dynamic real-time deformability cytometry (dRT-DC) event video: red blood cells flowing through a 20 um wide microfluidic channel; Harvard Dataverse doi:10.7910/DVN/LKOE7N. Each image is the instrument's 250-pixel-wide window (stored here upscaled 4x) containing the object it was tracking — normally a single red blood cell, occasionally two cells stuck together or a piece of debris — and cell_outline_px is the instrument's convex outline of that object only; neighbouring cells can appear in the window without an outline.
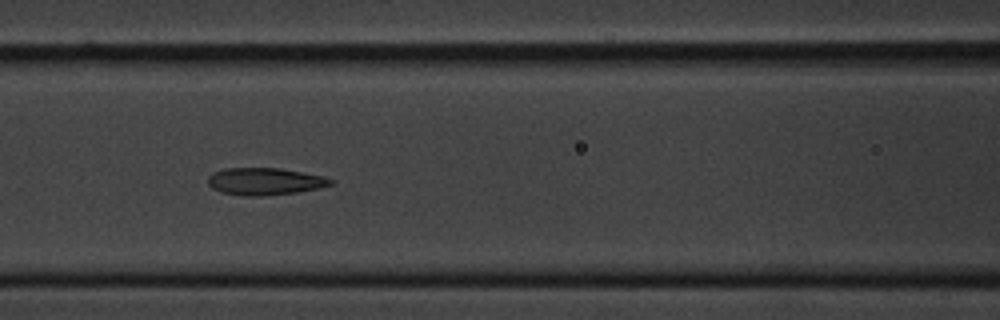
{"species": "common noctule bat (a hibernating species)", "species_latin": "Nyctalus noctula", "temperature_condition": "cold", "stored_images_in_passage": 7, "camera_frame_rate_fps": 3000, "um_per_image_px": 0.085, "animal": {"sex": "male", "body_mass_g": 20.1, "forearm_length_mm": 53.5}, "frame": {"image": 1, "passage_image": 6, "time_ms": 1.667, "image_size_px": [1000, 320], "cell_outline_px": [[336, 180], [332, 184], [316, 188], [296, 192], [264, 196], [244, 196], [220, 192], [212, 188], [208, 184], [208, 176], [212, 172], [224, 168], [280, 168], [324, 176]], "centroid_in_image_um": [22.48, 15.41], "position_along_channel_um": 144.1, "area_um2": 19.54}}
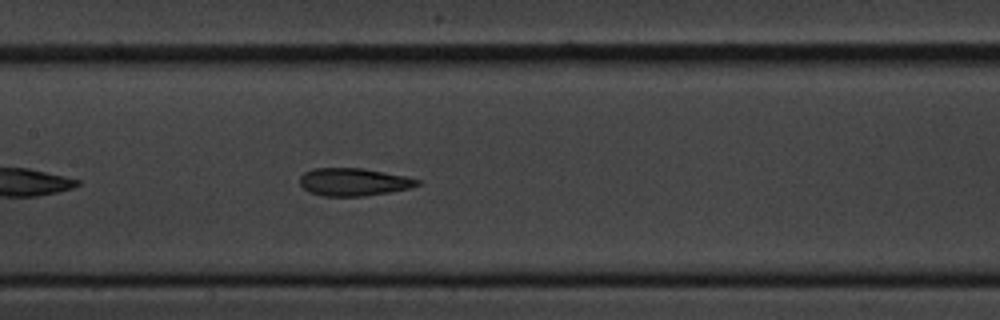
{"frame": {"image": 2, "passage_image": 7, "time_ms": 2.0, "image_size_px": [1000, 320], "cell_outline_px": [[424, 180], [420, 184], [408, 188], [388, 192], [364, 196], [320, 196], [308, 192], [300, 184], [300, 176], [304, 172], [312, 168], [360, 168], [384, 172]], "centroid_in_image_um": [30.03, 15.47], "position_along_channel_um": 177.4, "area_um2": 19.02}}